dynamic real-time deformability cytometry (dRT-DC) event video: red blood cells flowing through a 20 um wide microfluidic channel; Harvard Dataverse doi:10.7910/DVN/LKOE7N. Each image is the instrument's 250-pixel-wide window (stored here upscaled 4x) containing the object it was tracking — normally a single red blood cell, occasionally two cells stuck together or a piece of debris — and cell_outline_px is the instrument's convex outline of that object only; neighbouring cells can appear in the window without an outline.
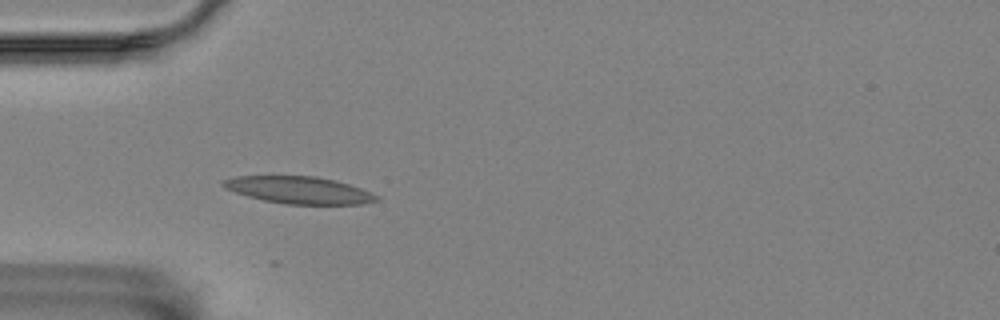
{"species": "Egyptian fruit bat (a non-hibernating species)", "species_latin": "Rousettus aegyptiacus", "temperature_condition": "room temperature", "stored_images_in_passage": 2, "camera_frame_rate_fps": 3000, "um_per_image_px": 0.085, "animal": {"sex": "female"}, "frame": {"image": 1, "passage_image": 1, "time_ms": 0.0, "image_size_px": [1000, 320], "cell_outline_px": [[380, 200], [364, 204], [288, 204], [264, 200], [248, 196], [224, 188], [220, 184], [224, 180], [236, 176], [316, 176], [336, 180], [360, 188], [380, 196]], "centroid_in_image_um": [25.45, 16.15], "position_along_channel_um": 59.6, "area_um2": 24.16}}